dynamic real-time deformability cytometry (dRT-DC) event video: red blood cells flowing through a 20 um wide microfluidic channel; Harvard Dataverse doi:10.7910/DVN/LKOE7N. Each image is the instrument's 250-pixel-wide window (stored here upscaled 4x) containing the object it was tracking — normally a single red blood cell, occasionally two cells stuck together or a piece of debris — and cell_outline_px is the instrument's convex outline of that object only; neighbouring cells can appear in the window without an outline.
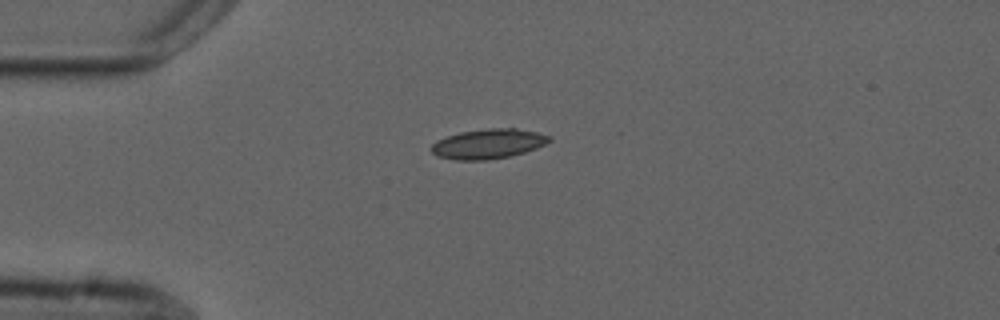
{"species": "common noctule bat (a hibernating species)", "species_latin": "Nyctalus noctula", "temperature_condition": "cold", "stored_images_in_passage": 5, "camera_frame_rate_fps": 3000, "um_per_image_px": 0.085, "animal": {"sex": "male", "forearm_length_mm": 52.5}, "frame": {"image": 1, "passage_image": 1, "time_ms": 0.0, "image_size_px": [1000, 320], "cell_outline_px": [[552, 140], [536, 148], [512, 156], [484, 160], [456, 160], [440, 156], [432, 152], [432, 144], [436, 140], [460, 132], [488, 128], [516, 128], [536, 132], [552, 136]], "centroid_in_image_um": [41.53, 12.22], "position_along_channel_um": 43.5, "area_um2": 20.35}}
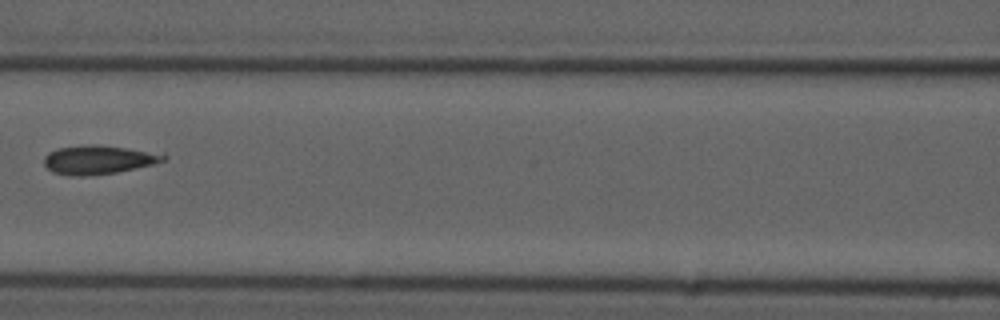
{"frame": {"image": 2, "passage_image": 4, "time_ms": 3.667, "image_size_px": [1000, 320], "cell_outline_px": [[168, 156], [164, 160], [152, 164], [116, 172], [88, 176], [72, 176], [52, 172], [44, 164], [44, 156], [48, 152], [56, 148], [84, 144], [96, 144], [164, 152]], "centroid_in_image_um": [8.37, 13.55], "position_along_channel_um": 158.2, "area_um2": 20.4}}
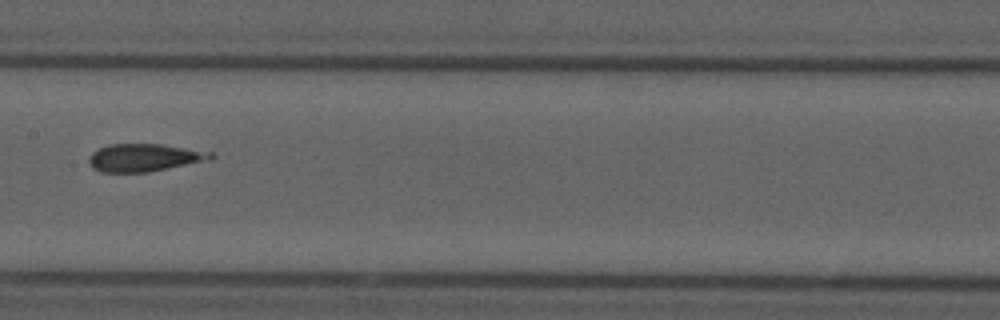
{"frame": {"image": 3, "passage_image": 5, "time_ms": 4.667, "image_size_px": [1000, 320], "cell_outline_px": [[216, 156], [212, 160], [148, 172], [100, 172], [92, 168], [88, 164], [88, 156], [92, 152], [108, 144], [160, 144], [212, 152]], "centroid_in_image_um": [12.26, 13.4], "position_along_channel_um": 195.1, "area_um2": 19.88}}